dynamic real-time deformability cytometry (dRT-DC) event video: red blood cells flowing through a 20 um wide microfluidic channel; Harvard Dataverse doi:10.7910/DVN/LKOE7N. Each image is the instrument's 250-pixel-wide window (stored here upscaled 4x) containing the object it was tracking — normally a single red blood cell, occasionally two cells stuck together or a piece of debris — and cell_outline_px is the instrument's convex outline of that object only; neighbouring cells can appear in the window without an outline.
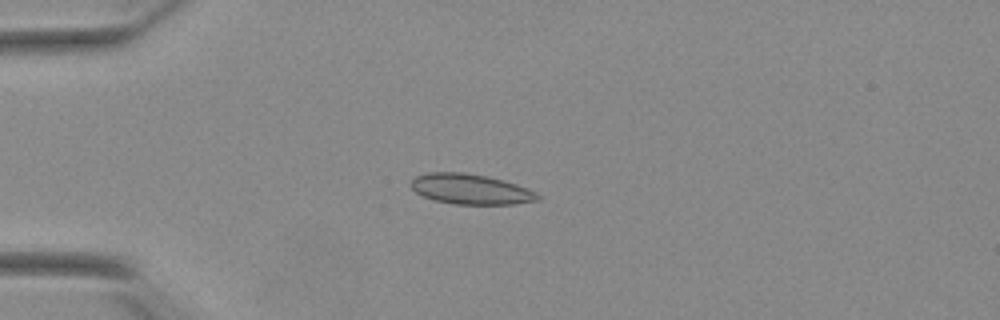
{"species": "Egyptian fruit bat (a non-hibernating species)", "species_latin": "Rousettus aegyptiacus", "temperature_condition": "warm", "stored_images_in_passage": 46, "camera_frame_rate_fps": 3000, "um_per_image_px": 0.085, "animal": {"sex": "female"}, "frame": {"image": 1, "passage_image": 7, "time_ms": 2.0, "image_size_px": [1000, 320], "cell_outline_px": [[540, 200], [516, 204], [456, 204], [436, 200], [424, 196], [416, 192], [408, 184], [416, 176], [428, 172], [464, 172], [488, 176], [516, 184], [536, 192], [540, 196]], "centroid_in_image_um": [40.01, 16.07], "position_along_channel_um": 45.0, "area_um2": 22.31}}
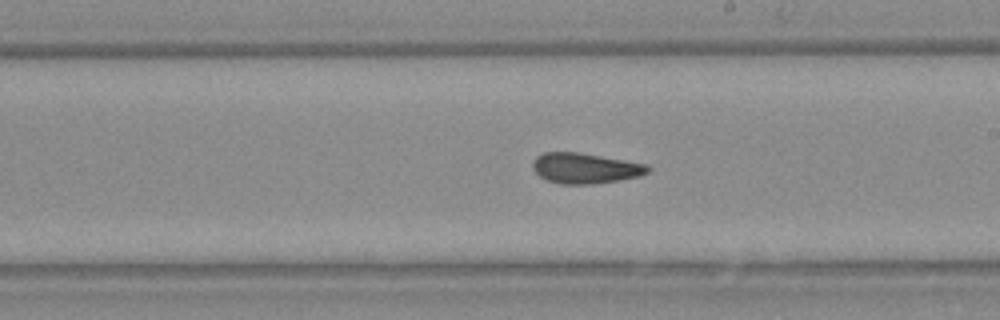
{"frame": {"image": 2, "passage_image": 24, "time_ms": 7.667, "image_size_px": [1000, 320], "cell_outline_px": [[652, 168], [648, 172], [640, 176], [620, 180], [592, 184], [560, 184], [544, 180], [532, 168], [532, 160], [536, 156], [544, 152], [576, 152], [648, 164]], "centroid_in_image_um": [49.72, 14.3], "position_along_channel_um": 239.3, "area_um2": 20.58}}
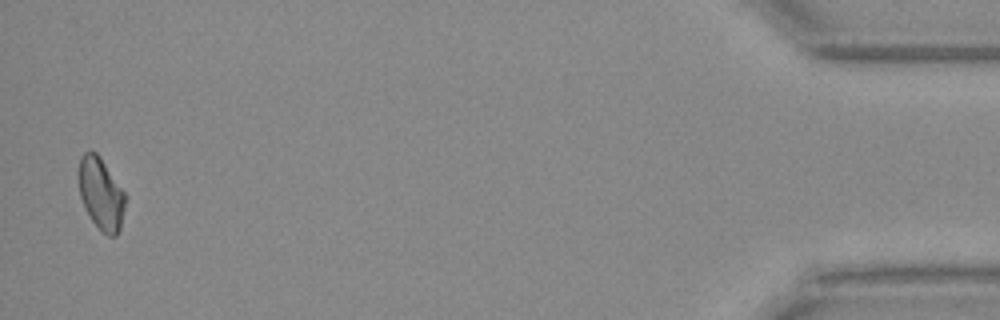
{"frame": {"image": 3, "passage_image": 45, "time_ms": 14.667, "image_size_px": [1000, 320], "cell_outline_px": [[124, 208], [120, 228], [116, 236], [108, 236], [92, 220], [80, 196], [80, 156], [84, 152], [96, 152], [100, 156], [124, 192]], "centroid_in_image_um": [8.6, 16.46], "position_along_channel_um": 426.6, "area_um2": 18.79}, "authors_computed_cell_mechanics": {"area_um2": 20.3745, "velocity_mm_per_s": 3.8867, "shape_relaxation_time_tau1_ms": null, "shape_relaxation_time_tau2_ms": 2.6656, "deformation_change_tau1": null, "deformation_change_tau2": 0.0771}}